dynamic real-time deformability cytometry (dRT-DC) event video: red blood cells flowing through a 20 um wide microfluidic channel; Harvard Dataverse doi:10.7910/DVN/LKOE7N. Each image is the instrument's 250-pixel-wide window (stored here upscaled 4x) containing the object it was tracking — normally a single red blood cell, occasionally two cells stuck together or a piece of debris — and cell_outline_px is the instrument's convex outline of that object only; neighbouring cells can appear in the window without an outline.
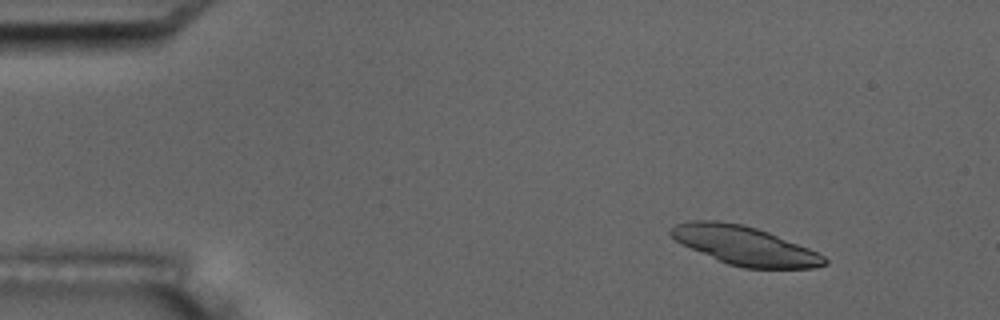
{"species": "common noctule bat (a hibernating species)", "species_latin": "Nyctalus noctula", "temperature_condition": "room temperature", "stored_images_in_passage": 5, "camera_frame_rate_fps": 3000, "um_per_image_px": 0.085, "animal": {"sex": "male", "body_mass_g": 17.5, "forearm_length_mm": 52.3}, "frame": {"image": 1, "passage_image": 2, "time_ms": 1.0, "image_size_px": [1000, 320], "cell_outline_px": [[828, 264], [816, 268], [744, 268], [728, 264], [680, 244], [668, 232], [676, 224], [692, 220], [716, 220], [744, 224], [768, 232], [808, 248], [824, 256], [828, 260]], "centroid_in_image_um": [63.29, 20.87], "position_along_channel_um": 21.7, "area_um2": 34.56}}